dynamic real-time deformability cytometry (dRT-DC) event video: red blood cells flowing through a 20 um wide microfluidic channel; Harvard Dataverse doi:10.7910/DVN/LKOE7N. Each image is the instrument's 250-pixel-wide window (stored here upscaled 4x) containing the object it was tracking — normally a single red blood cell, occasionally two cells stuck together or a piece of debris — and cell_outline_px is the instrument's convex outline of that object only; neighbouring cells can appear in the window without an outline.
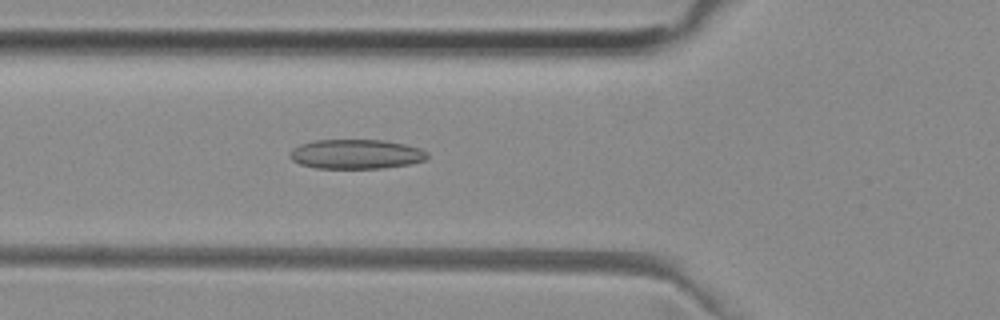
{"species": "common noctule bat (a hibernating species)", "species_latin": "Nyctalus noctula", "temperature_condition": "room temperature", "stored_images_in_passage": 50, "camera_frame_rate_fps": 3000, "um_per_image_px": 0.085, "animal": {"sex": "female", "body_mass_g": 29.2, "forearm_length_mm": 56.3}, "frame": {"image": 1, "passage_image": 17, "time_ms": 5.333, "image_size_px": [1000, 320], "cell_outline_px": [[428, 156], [424, 160], [408, 164], [384, 168], [316, 168], [300, 164], [292, 160], [288, 156], [292, 148], [300, 144], [312, 140], [384, 140], [404, 144], [420, 148], [428, 152]], "centroid_in_image_um": [30.23, 13.09], "position_along_channel_um": 95.6, "area_um2": 23.7}}
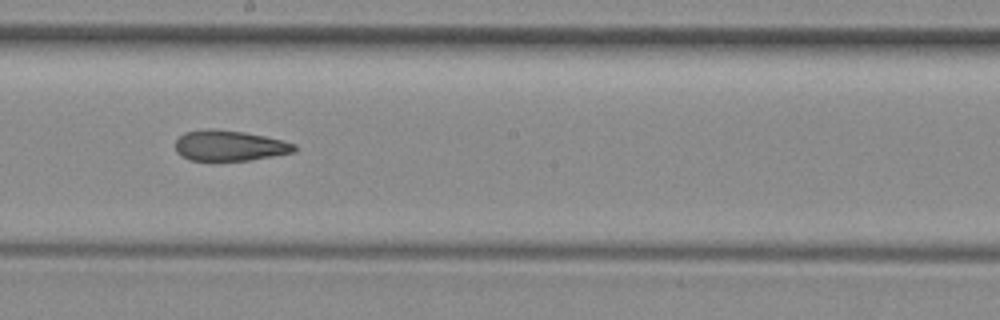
{"frame": {"image": 2, "passage_image": 27, "time_ms": 8.667, "image_size_px": [1000, 320], "cell_outline_px": [[296, 152], [248, 160], [188, 160], [180, 156], [176, 152], [176, 140], [184, 132], [208, 128], [212, 128], [244, 132], [264, 136], [296, 144]], "centroid_in_image_um": [19.47, 12.37], "position_along_channel_um": 228.7, "area_um2": 21.15}}
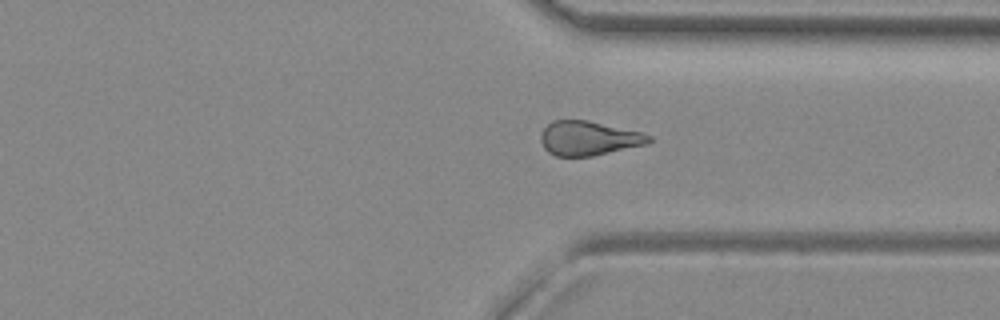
{"frame": {"image": 3, "passage_image": 37, "time_ms": 12.0, "image_size_px": [1000, 320], "cell_outline_px": [[652, 140], [648, 144], [592, 156], [556, 156], [548, 152], [544, 148], [540, 140], [540, 136], [544, 128], [552, 120], [588, 120], [640, 132], [652, 136]], "centroid_in_image_um": [50.03, 11.75], "position_along_channel_um": 361.4, "area_um2": 21.62}, "authors_computed_cell_mechanics": {"area_um2": 22.3686, "velocity_mm_per_s": 3.9874, "shape_relaxation_time_tau1_ms": null, "shape_relaxation_time_tau2_ms": 3.2186, "deformation_change_tau1": null, "deformation_change_tau2": 0.1104}}